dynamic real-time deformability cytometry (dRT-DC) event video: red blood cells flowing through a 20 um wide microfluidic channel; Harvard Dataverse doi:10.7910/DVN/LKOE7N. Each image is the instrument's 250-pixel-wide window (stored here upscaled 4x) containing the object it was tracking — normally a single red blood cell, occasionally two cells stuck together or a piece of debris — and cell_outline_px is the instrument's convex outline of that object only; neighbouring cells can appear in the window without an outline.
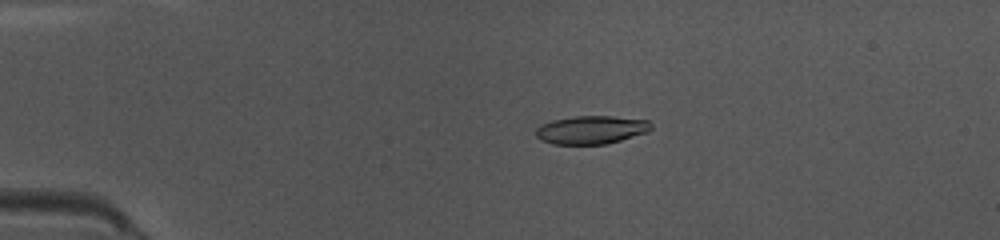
{"species": "common noctule bat (a hibernating species)", "species_latin": "Nyctalus noctula", "temperature_condition": "warm", "stored_images_in_passage": 46, "camera_frame_rate_fps": 3000, "um_per_image_px": 0.085, "animal": {"sex": "female", "body_mass_g": 10.0, "forearm_length_mm": 53.1}, "frame": {"image": 1, "passage_image": 8, "time_ms": 2.333, "image_size_px": [1000, 240], "cell_outline_px": [[652, 128], [648, 132], [620, 140], [604, 144], [552, 144], [540, 140], [536, 136], [536, 128], [552, 120], [572, 116], [612, 116], [648, 120], [652, 124]], "centroid_in_image_um": [50.26, 11.03], "position_along_channel_um": 34.7, "area_um2": 18.96}}
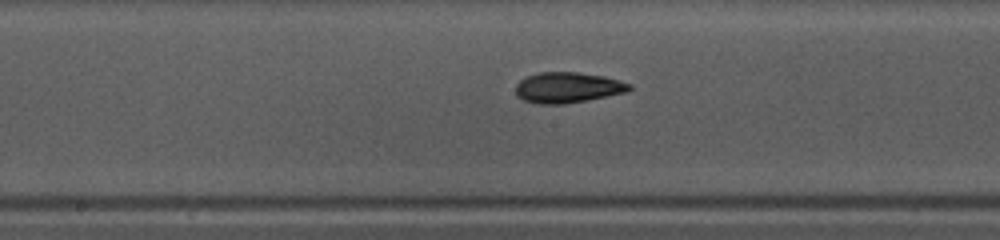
{"frame": {"image": 2, "passage_image": 23, "time_ms": 7.333, "image_size_px": [1000, 240], "cell_outline_px": [[632, 88], [628, 92], [588, 100], [564, 104], [536, 104], [524, 100], [516, 92], [516, 84], [520, 80], [528, 76], [540, 72], [580, 72], [604, 76], [620, 80], [632, 84]], "centroid_in_image_um": [48.3, 7.44], "position_along_channel_um": 199.9, "area_um2": 20.4}}
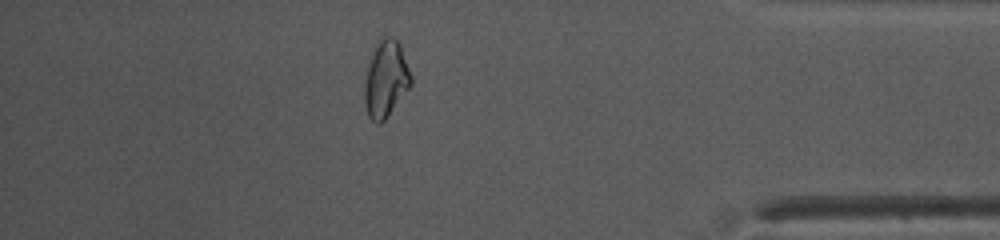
{"frame": {"image": 3, "passage_image": 40, "time_ms": 13.0, "image_size_px": [1000, 240], "cell_outline_px": [[412, 84], [384, 120], [380, 124], [376, 124], [368, 116], [364, 104], [364, 80], [368, 64], [380, 40], [384, 36], [392, 36], [400, 44], [412, 76]], "centroid_in_image_um": [32.79, 6.75], "position_along_channel_um": 402.4, "area_um2": 20.58}, "authors_computed_cell_mechanics": {"area_um2": 19.5653, "velocity_mm_per_s": 4.1142, "shape_relaxation_time_tau1_ms": 5.2696, "shape_relaxation_time_tau2_ms": 2.2409, "deformation_change_tau1": 0.1626, "deformation_change_tau2": 0.076}}